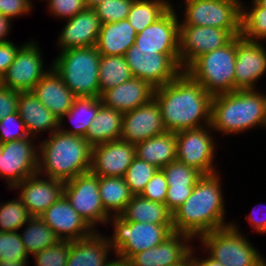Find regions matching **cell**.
I'll use <instances>...</instances> for the list:
<instances>
[{"mask_svg":"<svg viewBox=\"0 0 266 266\" xmlns=\"http://www.w3.org/2000/svg\"><path fill=\"white\" fill-rule=\"evenodd\" d=\"M212 97L184 71L154 92L167 132L175 133L209 125Z\"/></svg>","mask_w":266,"mask_h":266,"instance_id":"obj_1","label":"cell"},{"mask_svg":"<svg viewBox=\"0 0 266 266\" xmlns=\"http://www.w3.org/2000/svg\"><path fill=\"white\" fill-rule=\"evenodd\" d=\"M220 171L203 174L192 194L172 214L173 232L184 233L194 240L213 230L228 227ZM196 238V239H195Z\"/></svg>","mask_w":266,"mask_h":266,"instance_id":"obj_2","label":"cell"},{"mask_svg":"<svg viewBox=\"0 0 266 266\" xmlns=\"http://www.w3.org/2000/svg\"><path fill=\"white\" fill-rule=\"evenodd\" d=\"M210 125L215 132L226 136L253 128L266 129V94L256 89L213 96Z\"/></svg>","mask_w":266,"mask_h":266,"instance_id":"obj_3","label":"cell"},{"mask_svg":"<svg viewBox=\"0 0 266 266\" xmlns=\"http://www.w3.org/2000/svg\"><path fill=\"white\" fill-rule=\"evenodd\" d=\"M38 143V174L65 182L91 170L92 146L85 138L57 130Z\"/></svg>","mask_w":266,"mask_h":266,"instance_id":"obj_4","label":"cell"},{"mask_svg":"<svg viewBox=\"0 0 266 266\" xmlns=\"http://www.w3.org/2000/svg\"><path fill=\"white\" fill-rule=\"evenodd\" d=\"M95 46L62 50L52 68L76 97H100L99 64Z\"/></svg>","mask_w":266,"mask_h":266,"instance_id":"obj_5","label":"cell"},{"mask_svg":"<svg viewBox=\"0 0 266 266\" xmlns=\"http://www.w3.org/2000/svg\"><path fill=\"white\" fill-rule=\"evenodd\" d=\"M231 222L228 227L201 235L197 239L200 247L224 266H262L265 257L249 241L248 235L240 232L239 225Z\"/></svg>","mask_w":266,"mask_h":266,"instance_id":"obj_6","label":"cell"},{"mask_svg":"<svg viewBox=\"0 0 266 266\" xmlns=\"http://www.w3.org/2000/svg\"><path fill=\"white\" fill-rule=\"evenodd\" d=\"M236 37L225 46L195 58L183 71L212 96L234 91Z\"/></svg>","mask_w":266,"mask_h":266,"instance_id":"obj_7","label":"cell"},{"mask_svg":"<svg viewBox=\"0 0 266 266\" xmlns=\"http://www.w3.org/2000/svg\"><path fill=\"white\" fill-rule=\"evenodd\" d=\"M109 224H113V234L107 237L114 255L126 260L157 246L173 233V224L127 222L120 216H110L107 227Z\"/></svg>","mask_w":266,"mask_h":266,"instance_id":"obj_8","label":"cell"},{"mask_svg":"<svg viewBox=\"0 0 266 266\" xmlns=\"http://www.w3.org/2000/svg\"><path fill=\"white\" fill-rule=\"evenodd\" d=\"M185 25L209 26L227 30L233 37L241 35V0H183Z\"/></svg>","mask_w":266,"mask_h":266,"instance_id":"obj_9","label":"cell"},{"mask_svg":"<svg viewBox=\"0 0 266 266\" xmlns=\"http://www.w3.org/2000/svg\"><path fill=\"white\" fill-rule=\"evenodd\" d=\"M124 57L132 76L150 83L154 88L171 82L183 71L179 54H159L157 50L140 49L133 45Z\"/></svg>","mask_w":266,"mask_h":266,"instance_id":"obj_10","label":"cell"},{"mask_svg":"<svg viewBox=\"0 0 266 266\" xmlns=\"http://www.w3.org/2000/svg\"><path fill=\"white\" fill-rule=\"evenodd\" d=\"M213 132L210 124L176 132V160L202 174L218 172L214 163L217 143Z\"/></svg>","mask_w":266,"mask_h":266,"instance_id":"obj_11","label":"cell"},{"mask_svg":"<svg viewBox=\"0 0 266 266\" xmlns=\"http://www.w3.org/2000/svg\"><path fill=\"white\" fill-rule=\"evenodd\" d=\"M64 196L95 231L98 224L107 225L110 215L101 201L97 175L89 171L65 181Z\"/></svg>","mask_w":266,"mask_h":266,"instance_id":"obj_12","label":"cell"},{"mask_svg":"<svg viewBox=\"0 0 266 266\" xmlns=\"http://www.w3.org/2000/svg\"><path fill=\"white\" fill-rule=\"evenodd\" d=\"M38 44L34 39L22 44L13 63L2 76L1 86L19 92L31 91L38 81L52 68V64L47 68L44 63L45 58Z\"/></svg>","mask_w":266,"mask_h":266,"instance_id":"obj_13","label":"cell"},{"mask_svg":"<svg viewBox=\"0 0 266 266\" xmlns=\"http://www.w3.org/2000/svg\"><path fill=\"white\" fill-rule=\"evenodd\" d=\"M38 153V140L34 137L2 144L0 178L6 181L9 190L37 173Z\"/></svg>","mask_w":266,"mask_h":266,"instance_id":"obj_14","label":"cell"},{"mask_svg":"<svg viewBox=\"0 0 266 266\" xmlns=\"http://www.w3.org/2000/svg\"><path fill=\"white\" fill-rule=\"evenodd\" d=\"M233 36L225 29L185 25L179 21V57L184 70L195 58L225 46Z\"/></svg>","mask_w":266,"mask_h":266,"instance_id":"obj_15","label":"cell"},{"mask_svg":"<svg viewBox=\"0 0 266 266\" xmlns=\"http://www.w3.org/2000/svg\"><path fill=\"white\" fill-rule=\"evenodd\" d=\"M266 42L247 41L236 36L235 90H256L266 74Z\"/></svg>","mask_w":266,"mask_h":266,"instance_id":"obj_16","label":"cell"},{"mask_svg":"<svg viewBox=\"0 0 266 266\" xmlns=\"http://www.w3.org/2000/svg\"><path fill=\"white\" fill-rule=\"evenodd\" d=\"M174 6L138 33L134 45L140 49L157 50L159 54H179V20Z\"/></svg>","mask_w":266,"mask_h":266,"instance_id":"obj_17","label":"cell"},{"mask_svg":"<svg viewBox=\"0 0 266 266\" xmlns=\"http://www.w3.org/2000/svg\"><path fill=\"white\" fill-rule=\"evenodd\" d=\"M14 189V190H13ZM19 190L17 196L32 217H39L64 195V181L45 177L38 173L25 178L11 190Z\"/></svg>","mask_w":266,"mask_h":266,"instance_id":"obj_18","label":"cell"},{"mask_svg":"<svg viewBox=\"0 0 266 266\" xmlns=\"http://www.w3.org/2000/svg\"><path fill=\"white\" fill-rule=\"evenodd\" d=\"M164 133H167V130L160 107L154 98L143 106L123 113L120 140L136 144Z\"/></svg>","mask_w":266,"mask_h":266,"instance_id":"obj_19","label":"cell"},{"mask_svg":"<svg viewBox=\"0 0 266 266\" xmlns=\"http://www.w3.org/2000/svg\"><path fill=\"white\" fill-rule=\"evenodd\" d=\"M136 157L135 144L116 140L92 146L91 172L100 177H124Z\"/></svg>","mask_w":266,"mask_h":266,"instance_id":"obj_20","label":"cell"},{"mask_svg":"<svg viewBox=\"0 0 266 266\" xmlns=\"http://www.w3.org/2000/svg\"><path fill=\"white\" fill-rule=\"evenodd\" d=\"M39 217L55 232L60 241H76L95 232L64 195Z\"/></svg>","mask_w":266,"mask_h":266,"instance_id":"obj_21","label":"cell"},{"mask_svg":"<svg viewBox=\"0 0 266 266\" xmlns=\"http://www.w3.org/2000/svg\"><path fill=\"white\" fill-rule=\"evenodd\" d=\"M65 21L56 41L60 51L96 46L102 23L94 8L87 7Z\"/></svg>","mask_w":266,"mask_h":266,"instance_id":"obj_22","label":"cell"},{"mask_svg":"<svg viewBox=\"0 0 266 266\" xmlns=\"http://www.w3.org/2000/svg\"><path fill=\"white\" fill-rule=\"evenodd\" d=\"M193 240L187 234L173 232L157 246L134 254L129 259L130 265L171 266L177 264L190 253L194 244Z\"/></svg>","mask_w":266,"mask_h":266,"instance_id":"obj_23","label":"cell"},{"mask_svg":"<svg viewBox=\"0 0 266 266\" xmlns=\"http://www.w3.org/2000/svg\"><path fill=\"white\" fill-rule=\"evenodd\" d=\"M154 92L155 88L150 83L132 77L129 81L107 89L100 98L105 106L125 113L151 101Z\"/></svg>","mask_w":266,"mask_h":266,"instance_id":"obj_24","label":"cell"},{"mask_svg":"<svg viewBox=\"0 0 266 266\" xmlns=\"http://www.w3.org/2000/svg\"><path fill=\"white\" fill-rule=\"evenodd\" d=\"M17 112L30 137L38 140L39 134H52L59 130V119L49 111L32 91L19 92Z\"/></svg>","mask_w":266,"mask_h":266,"instance_id":"obj_25","label":"cell"},{"mask_svg":"<svg viewBox=\"0 0 266 266\" xmlns=\"http://www.w3.org/2000/svg\"><path fill=\"white\" fill-rule=\"evenodd\" d=\"M31 91L59 120L69 111L76 98L53 68L38 81Z\"/></svg>","mask_w":266,"mask_h":266,"instance_id":"obj_26","label":"cell"},{"mask_svg":"<svg viewBox=\"0 0 266 266\" xmlns=\"http://www.w3.org/2000/svg\"><path fill=\"white\" fill-rule=\"evenodd\" d=\"M104 235L98 230L86 238L70 241L66 266H106L111 259L109 253L113 250Z\"/></svg>","mask_w":266,"mask_h":266,"instance_id":"obj_27","label":"cell"},{"mask_svg":"<svg viewBox=\"0 0 266 266\" xmlns=\"http://www.w3.org/2000/svg\"><path fill=\"white\" fill-rule=\"evenodd\" d=\"M137 33L127 19L102 24L96 43L101 55L124 56L134 45Z\"/></svg>","mask_w":266,"mask_h":266,"instance_id":"obj_28","label":"cell"},{"mask_svg":"<svg viewBox=\"0 0 266 266\" xmlns=\"http://www.w3.org/2000/svg\"><path fill=\"white\" fill-rule=\"evenodd\" d=\"M123 113L102 104L84 138L91 146L120 140Z\"/></svg>","mask_w":266,"mask_h":266,"instance_id":"obj_29","label":"cell"},{"mask_svg":"<svg viewBox=\"0 0 266 266\" xmlns=\"http://www.w3.org/2000/svg\"><path fill=\"white\" fill-rule=\"evenodd\" d=\"M136 157L162 169L176 160V133L167 132L135 144Z\"/></svg>","mask_w":266,"mask_h":266,"instance_id":"obj_30","label":"cell"},{"mask_svg":"<svg viewBox=\"0 0 266 266\" xmlns=\"http://www.w3.org/2000/svg\"><path fill=\"white\" fill-rule=\"evenodd\" d=\"M102 100L100 97H76L74 99L72 107L69 111L62 116L59 120V130L61 132L72 134L75 136H81L84 138L86 132L91 124L92 120L97 115V112L102 105ZM72 122L71 125L69 123V128H65L66 126L64 122L65 119Z\"/></svg>","mask_w":266,"mask_h":266,"instance_id":"obj_31","label":"cell"},{"mask_svg":"<svg viewBox=\"0 0 266 266\" xmlns=\"http://www.w3.org/2000/svg\"><path fill=\"white\" fill-rule=\"evenodd\" d=\"M119 216L127 222L173 224V215L165 204L150 201L141 195H133Z\"/></svg>","mask_w":266,"mask_h":266,"instance_id":"obj_32","label":"cell"},{"mask_svg":"<svg viewBox=\"0 0 266 266\" xmlns=\"http://www.w3.org/2000/svg\"><path fill=\"white\" fill-rule=\"evenodd\" d=\"M98 185L104 210L110 216H119L133 197L124 177L98 176Z\"/></svg>","mask_w":266,"mask_h":266,"instance_id":"obj_33","label":"cell"},{"mask_svg":"<svg viewBox=\"0 0 266 266\" xmlns=\"http://www.w3.org/2000/svg\"><path fill=\"white\" fill-rule=\"evenodd\" d=\"M23 228L24 230L19 231V234L28 255L38 253L60 241L55 232L40 217H31Z\"/></svg>","mask_w":266,"mask_h":266,"instance_id":"obj_34","label":"cell"},{"mask_svg":"<svg viewBox=\"0 0 266 266\" xmlns=\"http://www.w3.org/2000/svg\"><path fill=\"white\" fill-rule=\"evenodd\" d=\"M173 5L170 0H134L126 19L138 34Z\"/></svg>","mask_w":266,"mask_h":266,"instance_id":"obj_35","label":"cell"},{"mask_svg":"<svg viewBox=\"0 0 266 266\" xmlns=\"http://www.w3.org/2000/svg\"><path fill=\"white\" fill-rule=\"evenodd\" d=\"M124 56L101 55L99 64L100 96L109 88H114L132 78Z\"/></svg>","mask_w":266,"mask_h":266,"instance_id":"obj_36","label":"cell"},{"mask_svg":"<svg viewBox=\"0 0 266 266\" xmlns=\"http://www.w3.org/2000/svg\"><path fill=\"white\" fill-rule=\"evenodd\" d=\"M245 4L241 0V36L247 41L266 42V8L257 2Z\"/></svg>","mask_w":266,"mask_h":266,"instance_id":"obj_37","label":"cell"},{"mask_svg":"<svg viewBox=\"0 0 266 266\" xmlns=\"http://www.w3.org/2000/svg\"><path fill=\"white\" fill-rule=\"evenodd\" d=\"M2 203V204H1ZM26 206L15 197L13 200L0 202V231L16 232L31 218Z\"/></svg>","mask_w":266,"mask_h":266,"instance_id":"obj_38","label":"cell"},{"mask_svg":"<svg viewBox=\"0 0 266 266\" xmlns=\"http://www.w3.org/2000/svg\"><path fill=\"white\" fill-rule=\"evenodd\" d=\"M161 170L166 177L168 189L194 188L198 179L203 175L194 167L177 160L170 162Z\"/></svg>","mask_w":266,"mask_h":266,"instance_id":"obj_39","label":"cell"},{"mask_svg":"<svg viewBox=\"0 0 266 266\" xmlns=\"http://www.w3.org/2000/svg\"><path fill=\"white\" fill-rule=\"evenodd\" d=\"M158 170L156 166L135 157L124 175V180L133 195H140Z\"/></svg>","mask_w":266,"mask_h":266,"instance_id":"obj_40","label":"cell"},{"mask_svg":"<svg viewBox=\"0 0 266 266\" xmlns=\"http://www.w3.org/2000/svg\"><path fill=\"white\" fill-rule=\"evenodd\" d=\"M29 255L25 249L19 231H0V260L3 261H25Z\"/></svg>","mask_w":266,"mask_h":266,"instance_id":"obj_41","label":"cell"},{"mask_svg":"<svg viewBox=\"0 0 266 266\" xmlns=\"http://www.w3.org/2000/svg\"><path fill=\"white\" fill-rule=\"evenodd\" d=\"M134 0H105L94 7L102 24L125 20Z\"/></svg>","mask_w":266,"mask_h":266,"instance_id":"obj_42","label":"cell"},{"mask_svg":"<svg viewBox=\"0 0 266 266\" xmlns=\"http://www.w3.org/2000/svg\"><path fill=\"white\" fill-rule=\"evenodd\" d=\"M70 252V241L57 244L32 255L34 266H66Z\"/></svg>","mask_w":266,"mask_h":266,"instance_id":"obj_43","label":"cell"},{"mask_svg":"<svg viewBox=\"0 0 266 266\" xmlns=\"http://www.w3.org/2000/svg\"><path fill=\"white\" fill-rule=\"evenodd\" d=\"M29 137L18 112L7 115L4 119L0 120V142L2 144Z\"/></svg>","mask_w":266,"mask_h":266,"instance_id":"obj_44","label":"cell"},{"mask_svg":"<svg viewBox=\"0 0 266 266\" xmlns=\"http://www.w3.org/2000/svg\"><path fill=\"white\" fill-rule=\"evenodd\" d=\"M47 11L53 17L67 20L87 8L85 0H47Z\"/></svg>","mask_w":266,"mask_h":266,"instance_id":"obj_45","label":"cell"},{"mask_svg":"<svg viewBox=\"0 0 266 266\" xmlns=\"http://www.w3.org/2000/svg\"><path fill=\"white\" fill-rule=\"evenodd\" d=\"M167 190L168 184L166 177L163 171L159 169L146 184L145 189L140 195L150 201L165 204Z\"/></svg>","mask_w":266,"mask_h":266,"instance_id":"obj_46","label":"cell"},{"mask_svg":"<svg viewBox=\"0 0 266 266\" xmlns=\"http://www.w3.org/2000/svg\"><path fill=\"white\" fill-rule=\"evenodd\" d=\"M32 0H0V14L13 19L27 16L33 10Z\"/></svg>","mask_w":266,"mask_h":266,"instance_id":"obj_47","label":"cell"},{"mask_svg":"<svg viewBox=\"0 0 266 266\" xmlns=\"http://www.w3.org/2000/svg\"><path fill=\"white\" fill-rule=\"evenodd\" d=\"M19 91L0 85V120L17 112Z\"/></svg>","mask_w":266,"mask_h":266,"instance_id":"obj_48","label":"cell"},{"mask_svg":"<svg viewBox=\"0 0 266 266\" xmlns=\"http://www.w3.org/2000/svg\"><path fill=\"white\" fill-rule=\"evenodd\" d=\"M21 46H17L13 41L0 43V78H2L6 70L13 63Z\"/></svg>","mask_w":266,"mask_h":266,"instance_id":"obj_49","label":"cell"},{"mask_svg":"<svg viewBox=\"0 0 266 266\" xmlns=\"http://www.w3.org/2000/svg\"><path fill=\"white\" fill-rule=\"evenodd\" d=\"M193 188L168 189L166 192L165 205L173 214L192 194Z\"/></svg>","mask_w":266,"mask_h":266,"instance_id":"obj_50","label":"cell"},{"mask_svg":"<svg viewBox=\"0 0 266 266\" xmlns=\"http://www.w3.org/2000/svg\"><path fill=\"white\" fill-rule=\"evenodd\" d=\"M262 203H259V204H257V205H261ZM257 205H255L254 207H252L251 209V213H249L245 218H246V221H248L249 222V226L251 227V228H253V230L256 232V233H261V234H266V213L264 214L263 213V209H266V205L264 204V207H263V205H262V208H261V206H259L260 208L258 209V208H255V207H257ZM260 209H262L261 211H257V210H260ZM258 212H261V214L260 213H258ZM265 212H266V210H265ZM259 214V216L261 217H259L258 216V214ZM264 214V215H263ZM259 217V218H258Z\"/></svg>","mask_w":266,"mask_h":266,"instance_id":"obj_51","label":"cell"},{"mask_svg":"<svg viewBox=\"0 0 266 266\" xmlns=\"http://www.w3.org/2000/svg\"><path fill=\"white\" fill-rule=\"evenodd\" d=\"M194 247L197 250H195ZM197 247L199 248V246L196 244V246L193 245V247L190 249L191 258L194 266H224L218 260L212 258L208 253L206 254V251L202 247L200 249H202V254L205 253L206 257L202 256V258H199L198 255L196 256L195 251H198Z\"/></svg>","mask_w":266,"mask_h":266,"instance_id":"obj_52","label":"cell"},{"mask_svg":"<svg viewBox=\"0 0 266 266\" xmlns=\"http://www.w3.org/2000/svg\"><path fill=\"white\" fill-rule=\"evenodd\" d=\"M11 25H13L12 20L0 14V43L11 41L8 38L9 34H11L9 33L12 28Z\"/></svg>","mask_w":266,"mask_h":266,"instance_id":"obj_53","label":"cell"},{"mask_svg":"<svg viewBox=\"0 0 266 266\" xmlns=\"http://www.w3.org/2000/svg\"><path fill=\"white\" fill-rule=\"evenodd\" d=\"M115 259H110L106 266H131L129 260L119 258L117 256Z\"/></svg>","mask_w":266,"mask_h":266,"instance_id":"obj_54","label":"cell"},{"mask_svg":"<svg viewBox=\"0 0 266 266\" xmlns=\"http://www.w3.org/2000/svg\"><path fill=\"white\" fill-rule=\"evenodd\" d=\"M28 260L15 262V261H3L0 260V266H28Z\"/></svg>","mask_w":266,"mask_h":266,"instance_id":"obj_55","label":"cell"},{"mask_svg":"<svg viewBox=\"0 0 266 266\" xmlns=\"http://www.w3.org/2000/svg\"><path fill=\"white\" fill-rule=\"evenodd\" d=\"M171 266H194L191 258V253H189L182 261Z\"/></svg>","mask_w":266,"mask_h":266,"instance_id":"obj_56","label":"cell"},{"mask_svg":"<svg viewBox=\"0 0 266 266\" xmlns=\"http://www.w3.org/2000/svg\"><path fill=\"white\" fill-rule=\"evenodd\" d=\"M105 0H85L87 7L94 8L99 3H102Z\"/></svg>","mask_w":266,"mask_h":266,"instance_id":"obj_57","label":"cell"},{"mask_svg":"<svg viewBox=\"0 0 266 266\" xmlns=\"http://www.w3.org/2000/svg\"><path fill=\"white\" fill-rule=\"evenodd\" d=\"M257 3H258L260 6L266 8V0H258Z\"/></svg>","mask_w":266,"mask_h":266,"instance_id":"obj_58","label":"cell"},{"mask_svg":"<svg viewBox=\"0 0 266 266\" xmlns=\"http://www.w3.org/2000/svg\"><path fill=\"white\" fill-rule=\"evenodd\" d=\"M2 155V143L0 142V157Z\"/></svg>","mask_w":266,"mask_h":266,"instance_id":"obj_59","label":"cell"}]
</instances>
